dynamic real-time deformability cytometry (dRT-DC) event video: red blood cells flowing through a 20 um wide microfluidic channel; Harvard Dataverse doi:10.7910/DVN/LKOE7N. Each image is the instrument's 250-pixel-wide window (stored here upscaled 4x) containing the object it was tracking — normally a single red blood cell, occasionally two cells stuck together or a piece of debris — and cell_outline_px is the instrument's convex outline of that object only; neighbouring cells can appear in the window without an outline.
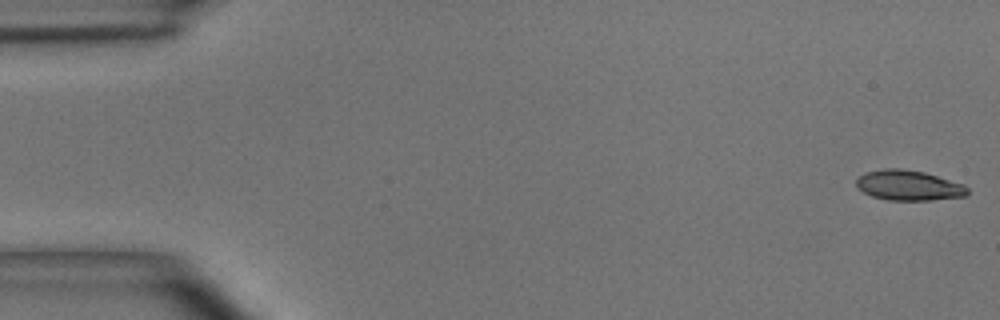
{"species": "common noctule bat (a hibernating species)", "species_latin": "Nyctalus noctula", "temperature_condition": "room temperature", "stored_images_in_passage": 49, "camera_frame_rate_fps": 3000, "um_per_image_px": 0.085, "animal": {"sex": "male", "body_mass_g": 15.6}, "frame": {"image": 1, "passage_image": 1, "time_ms": 0.0, "image_size_px": [1000, 320], "cell_outline_px": [[968, 192], [964, 196], [932, 200], [888, 200], [872, 196], [856, 188], [856, 180], [864, 172], [884, 168], [900, 168], [924, 172], [964, 184], [968, 188]], "centroid_in_image_um": [77.21, 15.75], "position_along_channel_um": 7.8, "area_um2": 19.59}}
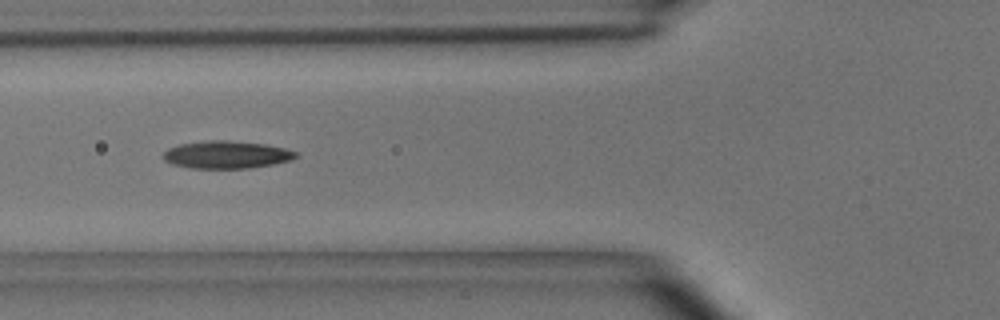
{"frame": {"image": 2, "passage_image": 18, "time_ms": 5.667, "image_size_px": [1000, 320], "cell_outline_px": [[300, 156], [288, 160], [272, 164], [248, 168], [188, 168], [172, 164], [164, 160], [164, 152], [168, 148], [180, 144], [204, 140], [228, 140], [264, 144], [284, 148], [296, 152]], "centroid_in_image_um": [19.22, 13.14], "position_along_channel_um": 106.6, "area_um2": 21.21}}
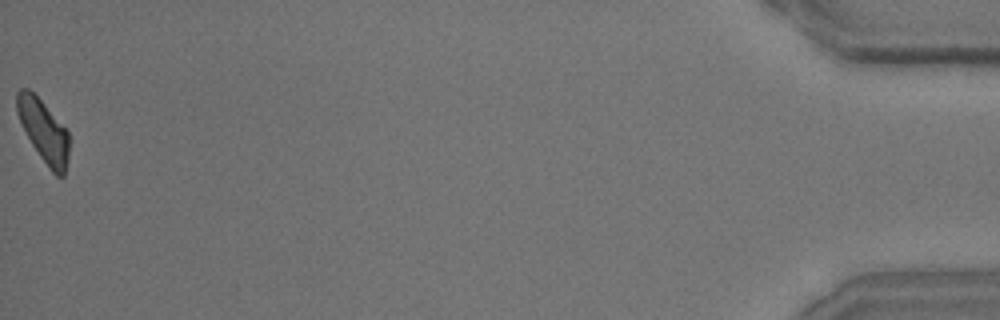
{"frame": {"image": 3, "passage_image": 49, "time_ms": 16.0, "image_size_px": [1000, 320], "cell_outline_px": [[68, 160], [64, 176], [56, 176], [52, 172], [40, 156], [32, 144], [16, 112], [16, 92], [20, 88], [28, 88], [40, 100], [68, 132]], "centroid_in_image_um": [3.69, 11.14], "position_along_channel_um": 431.5, "area_um2": 18.44}, "authors_computed_cell_mechanics": {"area_um2": 20.1144, "velocity_mm_per_s": 4.0822, "shape_relaxation_time_tau1_ms": 3.1263, "shape_relaxation_time_tau2_ms": 3.5974, "deformation_change_tau1": 0.1373, "deformation_change_tau2": 0.1128}}